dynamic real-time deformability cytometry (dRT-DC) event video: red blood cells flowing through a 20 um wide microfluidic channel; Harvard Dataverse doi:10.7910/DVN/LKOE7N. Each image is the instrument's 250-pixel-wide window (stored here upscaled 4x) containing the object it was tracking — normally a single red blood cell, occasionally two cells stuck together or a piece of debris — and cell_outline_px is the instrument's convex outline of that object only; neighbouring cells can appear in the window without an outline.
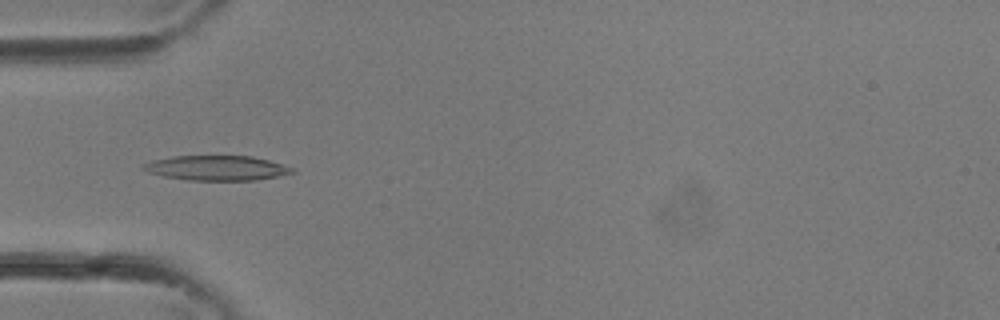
{"species": "common noctule bat (a hibernating species)", "species_latin": "Nyctalus noctula", "temperature_condition": "room temperature", "stored_images_in_passage": 34, "camera_frame_rate_fps": 3000, "um_per_image_px": 0.085, "animal": {"sex": "female"}, "frame": {"image": 1, "passage_image": 11, "time_ms": 3.333, "image_size_px": [1000, 320], "cell_outline_px": [[296, 172], [256, 180], [188, 180], [164, 176], [148, 172], [140, 168], [144, 164], [152, 160], [172, 156], [252, 156], [268, 160], [296, 168]], "centroid_in_image_um": [18.43, 14.27], "position_along_channel_um": 66.6, "area_um2": 21.5}}
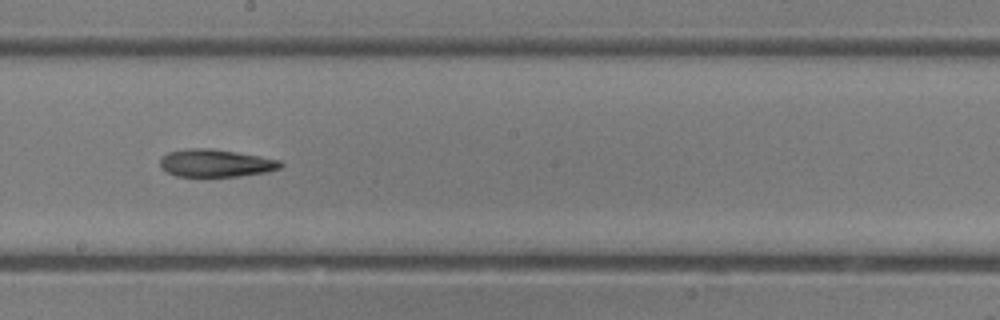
{"frame": {"image": 2, "passage_image": 19, "time_ms": 6.0, "image_size_px": [1000, 320], "cell_outline_px": [[284, 164], [280, 168], [268, 172], [240, 176], [176, 176], [160, 168], [160, 160], [168, 152], [188, 148], [212, 148], [260, 156], [280, 160]], "centroid_in_image_um": [18.35, 13.86], "position_along_channel_um": 229.8, "area_um2": 19.42}}
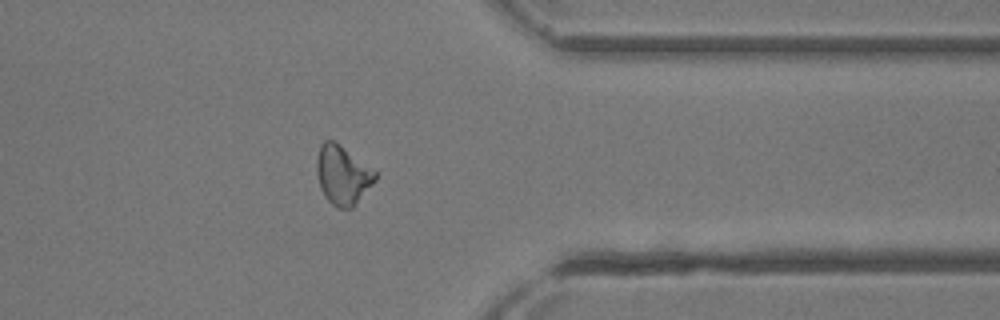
{"frame": {"image": 3, "passage_image": 27, "time_ms": 8.667, "image_size_px": [1000, 320], "cell_outline_px": [[376, 180], [356, 204], [352, 208], [340, 208], [332, 204], [324, 196], [320, 188], [316, 172], [316, 160], [320, 144], [324, 140], [332, 140], [340, 144], [376, 172]], "centroid_in_image_um": [29.09, 14.87], "position_along_channel_um": 382.3, "area_um2": 20.06}}